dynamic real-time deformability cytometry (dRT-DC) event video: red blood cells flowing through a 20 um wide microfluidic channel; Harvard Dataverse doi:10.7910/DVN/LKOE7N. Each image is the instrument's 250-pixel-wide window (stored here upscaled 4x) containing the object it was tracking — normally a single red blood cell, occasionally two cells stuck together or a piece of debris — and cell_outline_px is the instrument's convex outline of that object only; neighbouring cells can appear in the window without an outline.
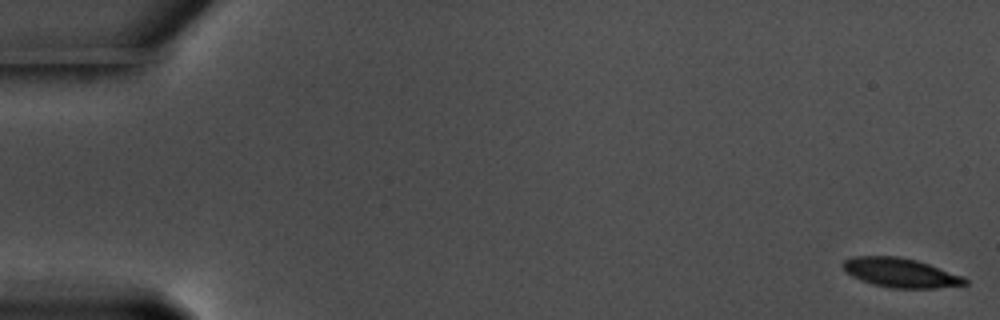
{"species": "common noctule bat (a hibernating species)", "species_latin": "Nyctalus noctula", "temperature_condition": "warm", "stored_images_in_passage": 24, "camera_frame_rate_fps": 3000, "um_per_image_px": 0.085, "animal": {"sex": "male", "body_mass_g": 17.5, "forearm_length_mm": 52.3}, "frame": {"image": 1, "passage_image": 1, "time_ms": 0.0, "image_size_px": [1000, 320], "cell_outline_px": [[968, 284], [936, 288], [892, 288], [872, 284], [852, 276], [840, 264], [844, 260], [852, 256], [900, 256], [916, 260], [964, 276], [968, 280]], "centroid_in_image_um": [76.55, 23.18], "position_along_channel_um": 8.4, "area_um2": 20.81}}
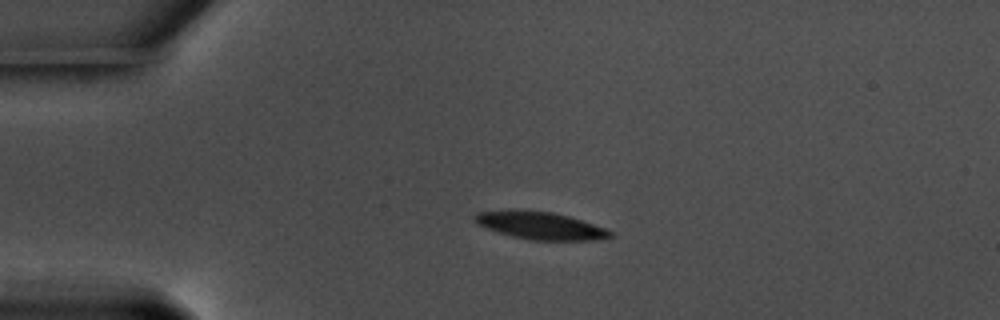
{"frame": {"image": 2, "passage_image": 14, "time_ms": 4.333, "image_size_px": [1000, 320], "cell_outline_px": [[616, 236], [596, 240], [528, 240], [512, 236], [476, 224], [472, 220], [472, 216], [476, 212], [552, 212], [568, 216], [604, 228], [612, 232]], "centroid_in_image_um": [45.97, 19.22], "position_along_channel_um": 39.0, "area_um2": 20.92}}
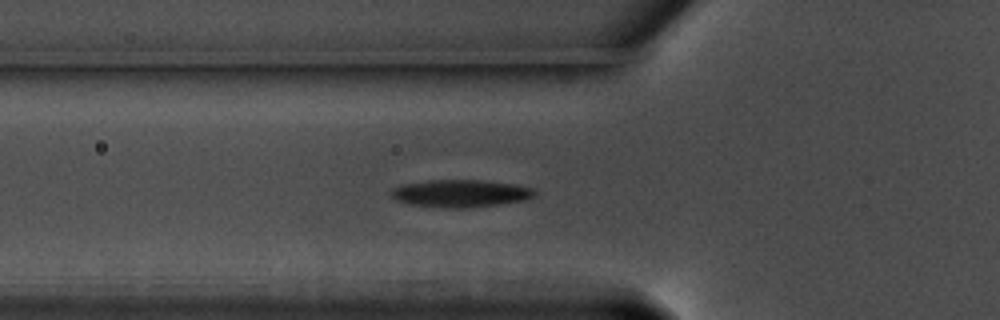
{"frame": {"image": 3, "passage_image": 21, "time_ms": 6.667, "image_size_px": [1000, 320], "cell_outline_px": [[536, 196], [524, 200], [500, 204], [468, 208], [448, 208], [412, 204], [396, 200], [392, 196], [392, 188], [400, 184], [428, 180], [480, 180], [512, 184], [532, 188], [536, 192]], "centroid_in_image_um": [39.14, 16.43], "position_along_channel_um": 86.7, "area_um2": 22.89}}